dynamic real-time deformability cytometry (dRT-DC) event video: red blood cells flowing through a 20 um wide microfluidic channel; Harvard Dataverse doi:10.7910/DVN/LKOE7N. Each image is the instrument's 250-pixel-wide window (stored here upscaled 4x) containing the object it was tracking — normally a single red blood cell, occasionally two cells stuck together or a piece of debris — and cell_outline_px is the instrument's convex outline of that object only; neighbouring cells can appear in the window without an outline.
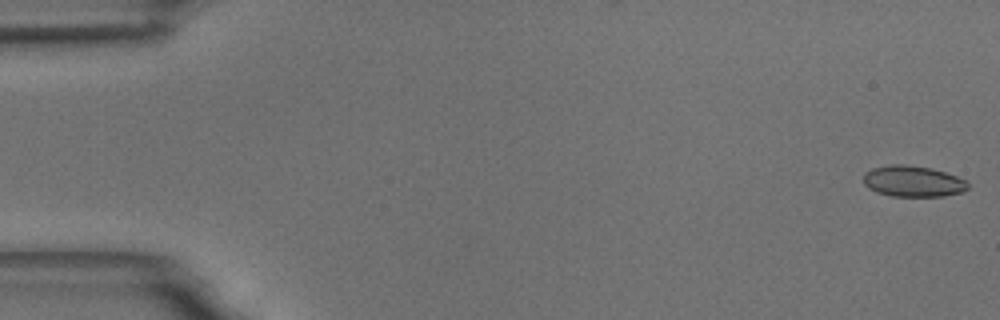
{"species": "common noctule bat (a hibernating species)", "species_latin": "Nyctalus noctula", "temperature_condition": "room temperature", "stored_images_in_passage": 56, "camera_frame_rate_fps": 3000, "um_per_image_px": 0.085, "animal": {"sex": "male", "body_mass_g": 18.8}, "frame": {"image": 1, "passage_image": 1, "time_ms": 0.0, "image_size_px": [1000, 320], "cell_outline_px": [[968, 188], [960, 192], [944, 196], [892, 196], [876, 192], [868, 188], [864, 184], [864, 172], [872, 168], [892, 164], [904, 164], [932, 168], [956, 176], [964, 180], [968, 184]], "centroid_in_image_um": [77.56, 15.4], "position_along_channel_um": 7.4, "area_um2": 18.84}}
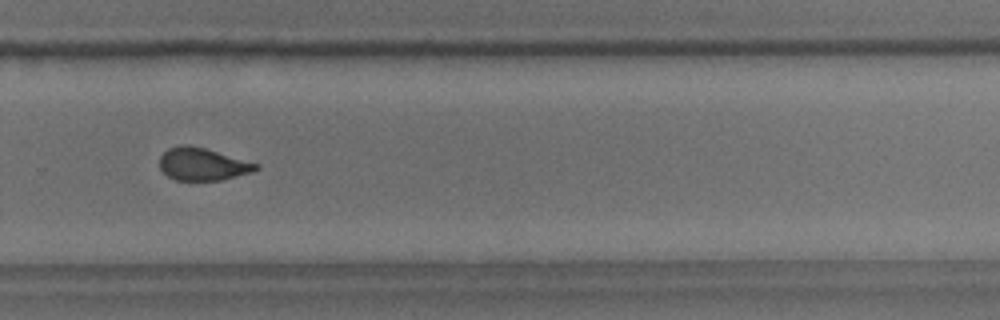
{"frame": {"image": 2, "passage_image": 38, "time_ms": 12.333, "image_size_px": [1000, 320], "cell_outline_px": [[260, 168], [252, 172], [220, 180], [176, 180], [168, 176], [160, 168], [160, 156], [168, 148], [180, 144], [188, 144], [204, 148], [260, 164]], "centroid_in_image_um": [17.22, 13.94], "position_along_channel_um": 312.6, "area_um2": 18.21}}
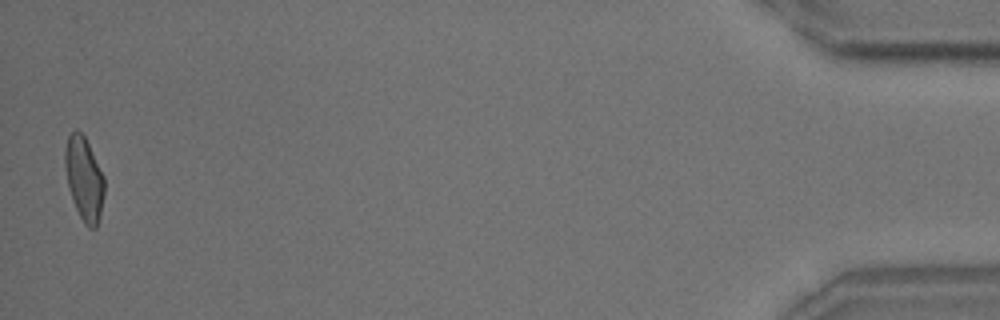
{"frame": {"image": 3, "passage_image": 55, "time_ms": 18.0, "image_size_px": [1000, 320], "cell_outline_px": [[104, 196], [100, 216], [96, 228], [88, 228], [84, 224], [72, 200], [68, 188], [64, 168], [64, 148], [68, 136], [76, 128], [84, 136], [104, 176]], "centroid_in_image_um": [7.13, 15.2], "position_along_channel_um": 428.1, "area_um2": 19.31}, "authors_computed_cell_mechanics": {"area_um2": 19.2474, "velocity_mm_per_s": 3.652, "shape_relaxation_time_tau1_ms": 6.1325, "shape_relaxation_time_tau2_ms": 1.2503, "deformation_change_tau1": 0.1391, "deformation_change_tau2": 0.0489}}